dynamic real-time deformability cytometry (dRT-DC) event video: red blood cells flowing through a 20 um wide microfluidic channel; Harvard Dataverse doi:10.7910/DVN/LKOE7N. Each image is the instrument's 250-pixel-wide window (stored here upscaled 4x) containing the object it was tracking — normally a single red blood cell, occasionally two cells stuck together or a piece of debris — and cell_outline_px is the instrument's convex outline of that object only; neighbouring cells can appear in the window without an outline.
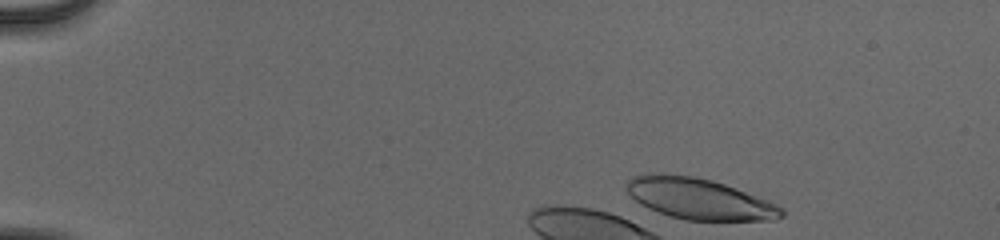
{"species": "human", "species_latin": "Homo sapiens", "temperature_condition": "cold", "stored_images_in_passage": 4, "camera_frame_rate_fps": 3000, "um_per_image_px": 0.085, "donor": {"sex": "male"}, "frame": {"image": 1, "passage_image": 2, "time_ms": 0.333, "image_size_px": [1000, 240], "cell_outline_px": [[784, 216], [776, 220], [684, 220], [668, 216], [648, 208], [640, 204], [624, 188], [624, 184], [632, 176], [648, 172], [660, 172], [692, 176], [712, 180], [736, 188], [768, 200], [784, 208]], "centroid_in_image_um": [59.39, 16.88], "position_along_channel_um": 25.6, "area_um2": 37.51}}